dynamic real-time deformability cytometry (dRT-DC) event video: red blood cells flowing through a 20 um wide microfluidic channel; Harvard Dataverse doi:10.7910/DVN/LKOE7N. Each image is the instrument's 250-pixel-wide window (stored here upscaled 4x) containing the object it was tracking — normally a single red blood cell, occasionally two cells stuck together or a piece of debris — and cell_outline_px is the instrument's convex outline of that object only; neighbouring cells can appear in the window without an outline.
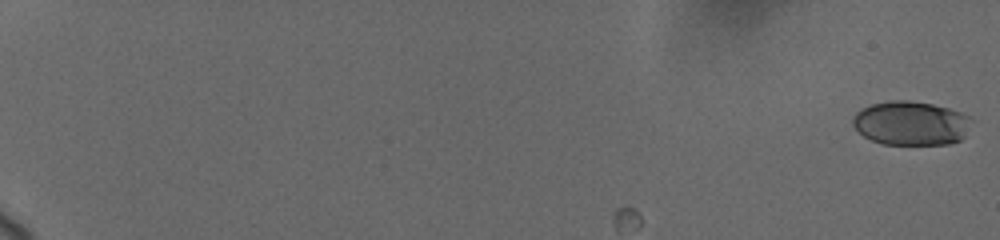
{"species": "human", "species_latin": "Homo sapiens", "temperature_condition": "cold", "stored_images_in_passage": 18, "camera_frame_rate_fps": 3000, "um_per_image_px": 0.085, "donor": {"sex": "female"}, "frame": {"image": 1, "passage_image": 1, "time_ms": 0.0, "image_size_px": [1000, 240], "cell_outline_px": [[972, 120], [964, 136], [960, 140], [948, 144], [880, 144], [864, 136], [852, 124], [852, 116], [860, 108], [872, 104], [888, 100], [908, 100], [932, 104], [948, 108], [960, 112], [968, 116]], "centroid_in_image_um": [77.4, 10.46], "position_along_channel_um": 7.6, "area_um2": 30.52}}